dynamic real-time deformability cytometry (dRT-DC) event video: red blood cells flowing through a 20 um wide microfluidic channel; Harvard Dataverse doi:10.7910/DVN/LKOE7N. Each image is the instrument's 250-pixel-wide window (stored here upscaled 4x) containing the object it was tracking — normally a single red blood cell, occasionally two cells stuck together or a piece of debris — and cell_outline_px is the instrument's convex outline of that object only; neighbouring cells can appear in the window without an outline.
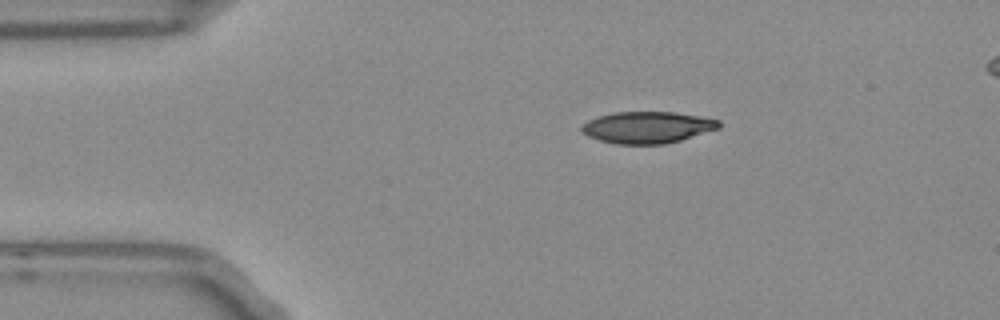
{"species": "Egyptian fruit bat (a non-hibernating species)", "species_latin": "Rousettus aegyptiacus", "temperature_condition": "room temperature", "stored_images_in_passage": 46, "segment_of_instrument_passage": [1, 2], "camera_frame_rate_fps": 3000, "um_per_image_px": 0.085, "frame": {"image": 1, "passage_image": 1, "time_ms": 0.0, "image_size_px": [1000, 320], "cell_outline_px": [[720, 128], [680, 140], [664, 144], [616, 144], [600, 140], [588, 136], [580, 128], [588, 120], [612, 112], [676, 112], [700, 116], [720, 120]], "centroid_in_image_um": [55.05, 10.82], "position_along_channel_um": 30.0, "area_um2": 25.2}}
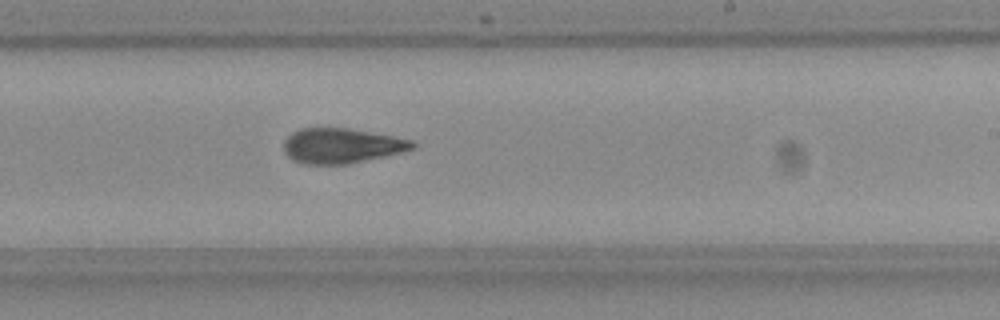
{"frame": {"image": 2, "passage_image": 23, "time_ms": 7.333, "image_size_px": [1000, 320], "cell_outline_px": [[416, 148], [384, 156], [344, 164], [304, 164], [292, 160], [284, 152], [284, 140], [292, 132], [300, 128], [348, 128], [416, 140]], "centroid_in_image_um": [29.03, 12.38], "position_along_channel_um": 260.0, "area_um2": 26.24}}
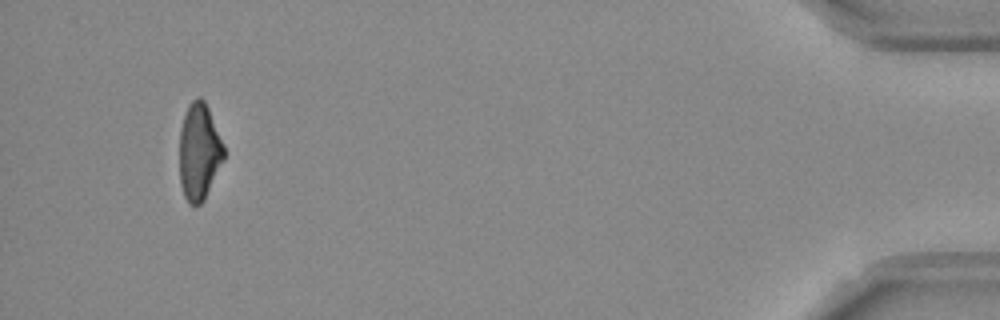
{"frame": {"image": 3, "passage_image": 42, "time_ms": 13.667, "image_size_px": [1000, 320], "cell_outline_px": [[224, 160], [204, 200], [200, 204], [188, 204], [184, 196], [180, 184], [180, 128], [188, 104], [196, 96], [200, 96], [204, 100], [208, 108], [224, 144]], "centroid_in_image_um": [16.93, 12.89], "position_along_channel_um": 418.3, "area_um2": 25.14}}